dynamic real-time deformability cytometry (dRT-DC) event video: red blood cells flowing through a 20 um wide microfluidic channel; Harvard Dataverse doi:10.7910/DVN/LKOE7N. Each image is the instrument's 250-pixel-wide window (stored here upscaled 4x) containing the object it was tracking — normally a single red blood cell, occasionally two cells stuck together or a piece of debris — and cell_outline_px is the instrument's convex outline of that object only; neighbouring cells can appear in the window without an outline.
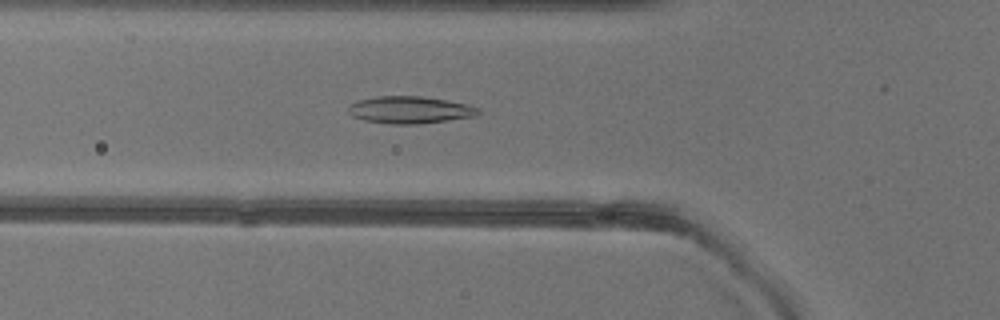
{"species": "common noctule bat (a hibernating species)", "species_latin": "Nyctalus noctula", "temperature_condition": "warm", "stored_images_in_passage": 50, "camera_frame_rate_fps": 3000, "um_per_image_px": 0.085, "animal": {"sex": "female"}, "frame": {"image": 1, "passage_image": 17, "time_ms": 5.333, "image_size_px": [1000, 320], "cell_outline_px": [[480, 112], [472, 116], [448, 120], [416, 124], [392, 124], [364, 120], [352, 116], [348, 112], [348, 108], [352, 104], [360, 100], [376, 96], [420, 96], [448, 100], [480, 108]], "centroid_in_image_um": [34.82, 9.34], "position_along_channel_um": 91.0, "area_um2": 20.29}}
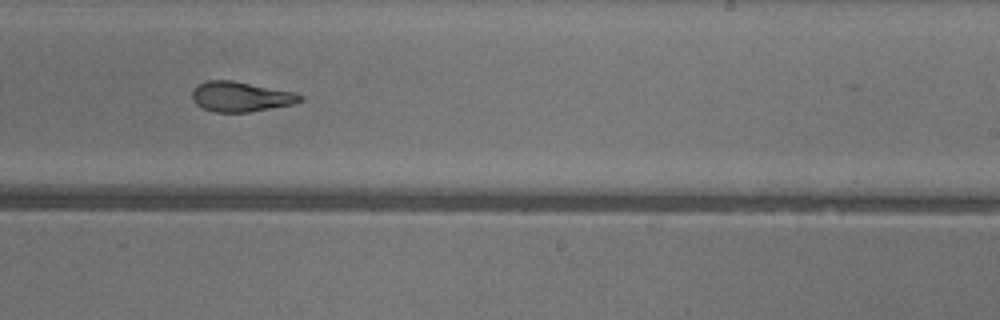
{"frame": {"image": 2, "passage_image": 30, "time_ms": 9.667, "image_size_px": [1000, 320], "cell_outline_px": [[304, 100], [292, 104], [248, 112], [216, 112], [204, 108], [196, 104], [192, 100], [192, 92], [200, 84], [208, 80], [232, 80], [296, 92], [304, 96]], "centroid_in_image_um": [20.5, 8.21], "position_along_channel_um": 268.5, "area_um2": 18.79}}
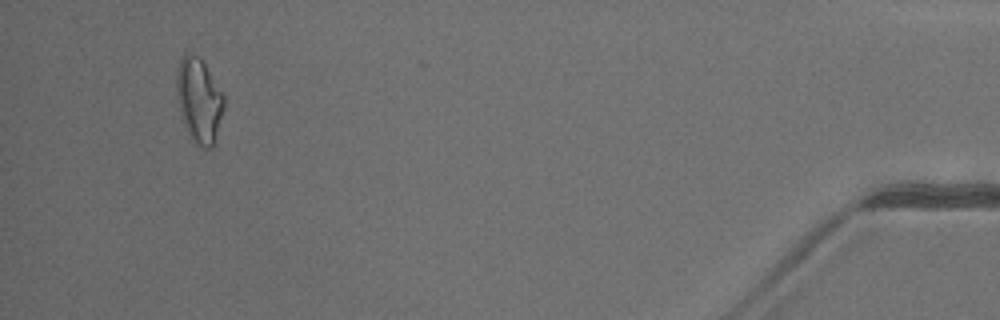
{"frame": {"image": 3, "passage_image": 47, "time_ms": 15.333, "image_size_px": [1000, 320], "cell_outline_px": [[224, 108], [216, 144], [212, 148], [204, 148], [196, 144], [192, 140], [184, 124], [176, 92], [176, 68], [184, 52], [192, 52], [204, 64], [224, 96]], "centroid_in_image_um": [16.92, 8.56], "position_along_channel_um": 418.3, "area_um2": 23.41}, "authors_computed_cell_mechanics": {"area_um2": 20.4612, "velocity_mm_per_s": 4.0841, "shape_relaxation_time_tau1_ms": 9.3795, "shape_relaxation_time_tau2_ms": 2.3532, "deformation_change_tau1": 0.241, "deformation_change_tau2": 0.0974}}